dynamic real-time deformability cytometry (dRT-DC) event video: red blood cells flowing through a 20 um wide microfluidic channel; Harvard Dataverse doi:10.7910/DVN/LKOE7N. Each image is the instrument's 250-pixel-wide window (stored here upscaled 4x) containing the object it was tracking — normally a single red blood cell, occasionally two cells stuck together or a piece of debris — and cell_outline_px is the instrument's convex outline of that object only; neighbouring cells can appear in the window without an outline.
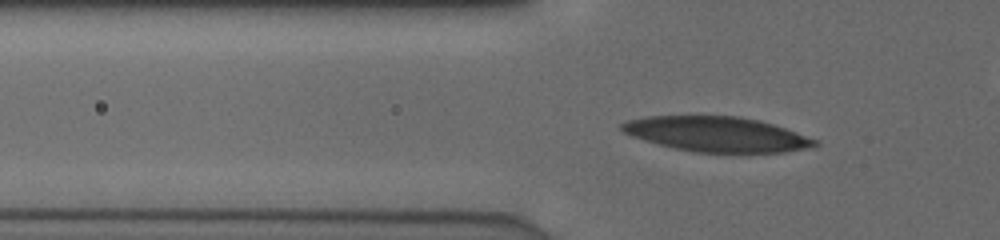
{"species": "human", "species_latin": "Homo sapiens", "temperature_condition": "cold", "stored_images_in_passage": 24, "camera_frame_rate_fps": 3000, "um_per_image_px": 0.085, "donor": {"sex": "male"}, "frame": {"image": 1, "passage_image": 4, "time_ms": 1.0, "image_size_px": [1000, 240], "cell_outline_px": [[820, 144], [808, 148], [784, 152], [692, 152], [644, 140], [632, 136], [624, 132], [620, 128], [620, 124], [628, 120], [648, 116], [740, 116], [760, 120], [820, 140]], "centroid_in_image_um": [60.95, 11.4], "position_along_channel_um": 64.8, "area_um2": 39.19}}
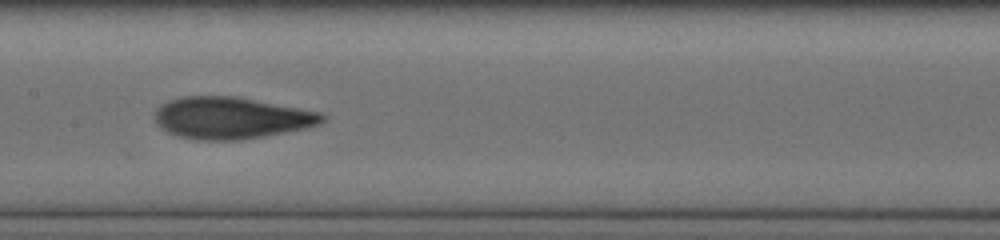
{"frame": {"image": 2, "passage_image": 13, "time_ms": 4.0, "image_size_px": [1000, 240], "cell_outline_px": [[328, 116], [320, 124], [308, 128], [264, 136], [240, 140], [196, 140], [176, 136], [160, 128], [156, 124], [156, 108], [160, 104], [168, 100], [184, 96], [232, 96], [320, 112]], "centroid_in_image_um": [19.62, 10.03], "position_along_channel_um": 187.8, "area_um2": 40.81}}
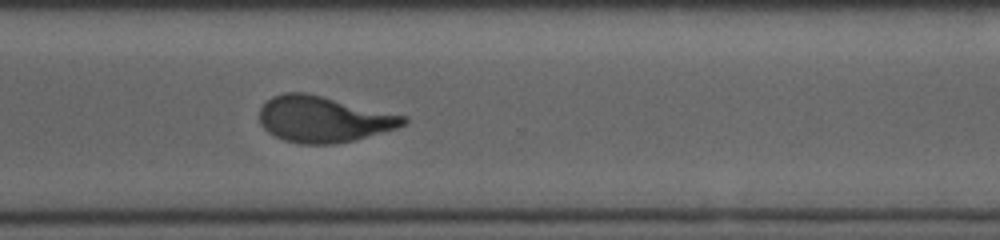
{"frame": {"image": 3, "passage_image": 24, "time_ms": 7.667, "image_size_px": [1000, 240], "cell_outline_px": [[408, 120], [404, 124], [396, 128], [352, 140], [332, 144], [300, 144], [284, 140], [268, 132], [260, 124], [260, 108], [272, 96], [284, 92], [304, 92], [408, 116]], "centroid_in_image_um": [27.47, 10.13], "position_along_channel_um": 343.1, "area_um2": 38.32}}